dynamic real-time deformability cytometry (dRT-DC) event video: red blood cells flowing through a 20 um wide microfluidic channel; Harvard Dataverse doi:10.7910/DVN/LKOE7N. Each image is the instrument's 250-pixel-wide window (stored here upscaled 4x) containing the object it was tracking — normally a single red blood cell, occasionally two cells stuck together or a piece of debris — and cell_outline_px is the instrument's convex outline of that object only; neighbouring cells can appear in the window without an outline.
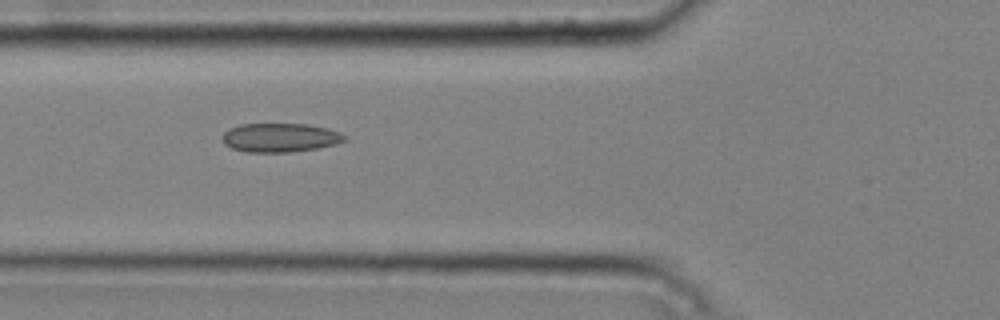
{"species": "common noctule bat (a hibernating species)", "species_latin": "Nyctalus noctula", "temperature_condition": "cold", "stored_images_in_passage": 8, "camera_frame_rate_fps": 3000, "um_per_image_px": 0.085, "animal": {"sex": "male", "body_mass_g": 20.4}, "frame": {"image": 1, "passage_image": 6, "time_ms": 1.667, "image_size_px": [1000, 320], "cell_outline_px": [[348, 140], [336, 144], [316, 148], [288, 152], [248, 152], [232, 148], [224, 144], [224, 132], [228, 128], [240, 124], [308, 124], [328, 128], [340, 132], [348, 136]], "centroid_in_image_um": [23.85, 11.69], "position_along_channel_um": 101.9, "area_um2": 20.63}}
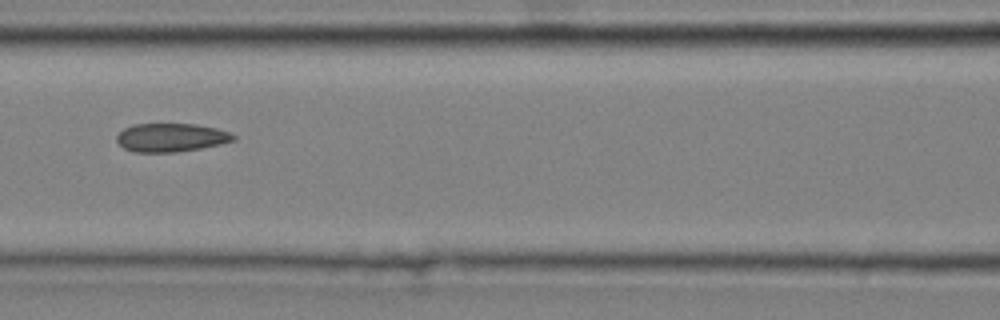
{"frame": {"image": 2, "passage_image": 7, "time_ms": 2.0, "image_size_px": [1000, 320], "cell_outline_px": [[236, 140], [220, 144], [200, 148], [176, 152], [136, 152], [124, 148], [116, 140], [116, 136], [124, 128], [132, 124], [196, 124], [216, 128], [228, 132], [236, 136]], "centroid_in_image_um": [14.53, 11.68], "position_along_channel_um": 152.1, "area_um2": 19.31}}
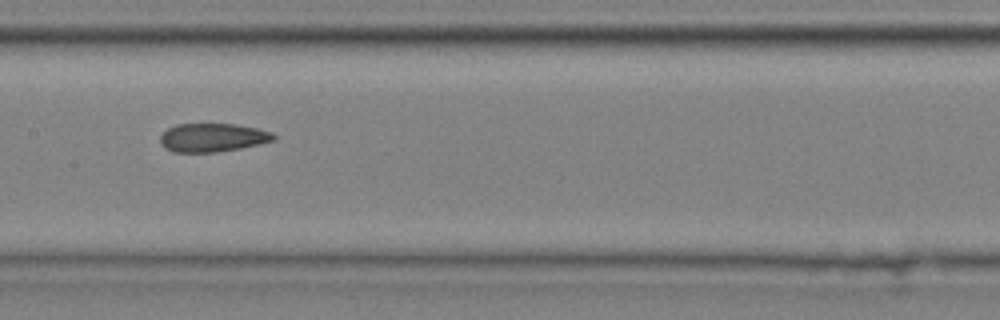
{"frame": {"image": 3, "passage_image": 8, "time_ms": 2.333, "image_size_px": [1000, 320], "cell_outline_px": [[276, 140], [260, 144], [240, 148], [216, 152], [172, 152], [164, 148], [160, 144], [160, 136], [168, 128], [176, 124], [236, 124], [256, 128], [272, 132], [276, 136]], "centroid_in_image_um": [18.07, 11.7], "position_along_channel_um": 189.3, "area_um2": 18.96}}